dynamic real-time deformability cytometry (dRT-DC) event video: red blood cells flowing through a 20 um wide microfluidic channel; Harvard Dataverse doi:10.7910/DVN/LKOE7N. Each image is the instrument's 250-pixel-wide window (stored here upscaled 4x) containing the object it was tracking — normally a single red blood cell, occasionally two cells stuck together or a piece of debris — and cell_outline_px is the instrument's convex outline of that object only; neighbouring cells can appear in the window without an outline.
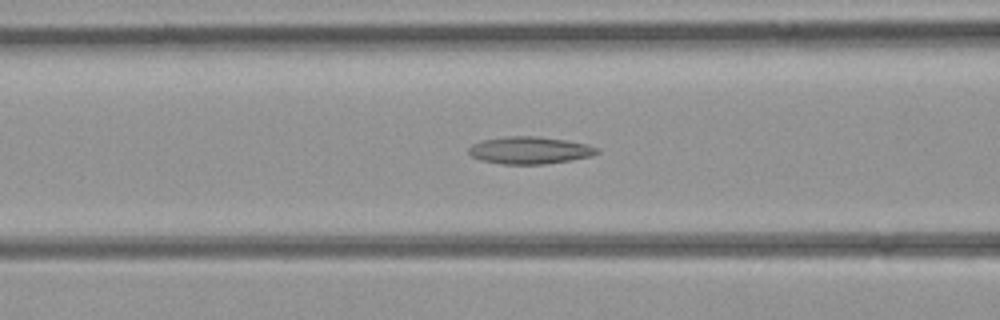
{"species": "common noctule bat (a hibernating species)", "species_latin": "Nyctalus noctula", "temperature_condition": "room temperature", "stored_images_in_passage": 40, "camera_frame_rate_fps": 3000, "um_per_image_px": 0.085, "animal": {"sex": "female", "body_mass_g": 21.9}, "frame": {"image": 1, "passage_image": 16, "time_ms": 5.0, "image_size_px": [1000, 320], "cell_outline_px": [[600, 152], [592, 156], [544, 164], [500, 164], [480, 160], [472, 156], [468, 152], [468, 148], [472, 144], [484, 140], [508, 136], [536, 136], [564, 140], [588, 144], [600, 148]], "centroid_in_image_um": [45.03, 12.77], "position_along_channel_um": 121.6, "area_um2": 20.35}}
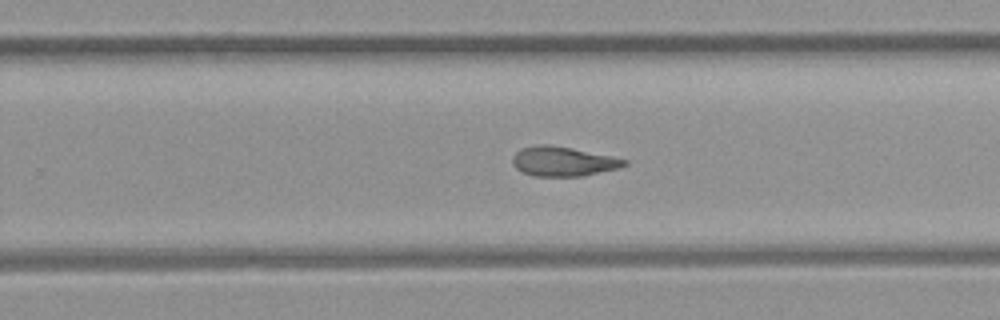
{"frame": {"image": 2, "passage_image": 26, "time_ms": 8.333, "image_size_px": [1000, 320], "cell_outline_px": [[628, 164], [620, 168], [584, 176], [532, 176], [516, 168], [512, 164], [512, 156], [520, 148], [536, 144], [548, 144], [572, 148], [612, 156], [628, 160]], "centroid_in_image_um": [47.86, 13.71], "position_along_channel_um": 281.9, "area_um2": 19.48}}
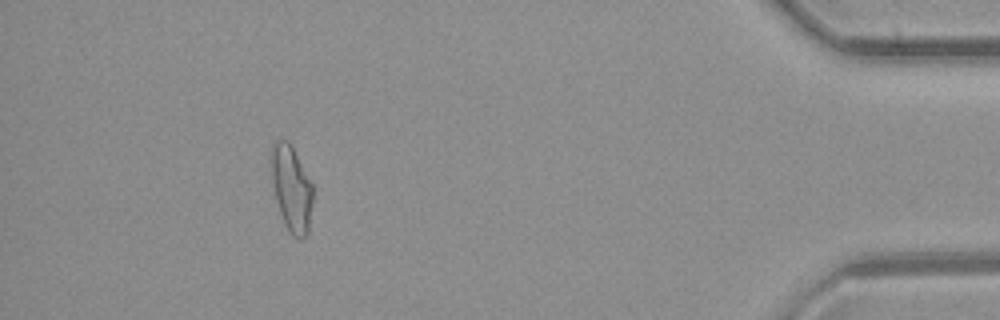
{"frame": {"image": 3, "passage_image": 38, "time_ms": 12.333, "image_size_px": [1000, 320], "cell_outline_px": [[312, 204], [308, 232], [300, 240], [292, 236], [288, 232], [284, 224], [276, 200], [272, 180], [272, 144], [276, 140], [288, 140], [312, 184]], "centroid_in_image_um": [24.78, 16.07], "position_along_channel_um": 410.4, "area_um2": 20.46}}